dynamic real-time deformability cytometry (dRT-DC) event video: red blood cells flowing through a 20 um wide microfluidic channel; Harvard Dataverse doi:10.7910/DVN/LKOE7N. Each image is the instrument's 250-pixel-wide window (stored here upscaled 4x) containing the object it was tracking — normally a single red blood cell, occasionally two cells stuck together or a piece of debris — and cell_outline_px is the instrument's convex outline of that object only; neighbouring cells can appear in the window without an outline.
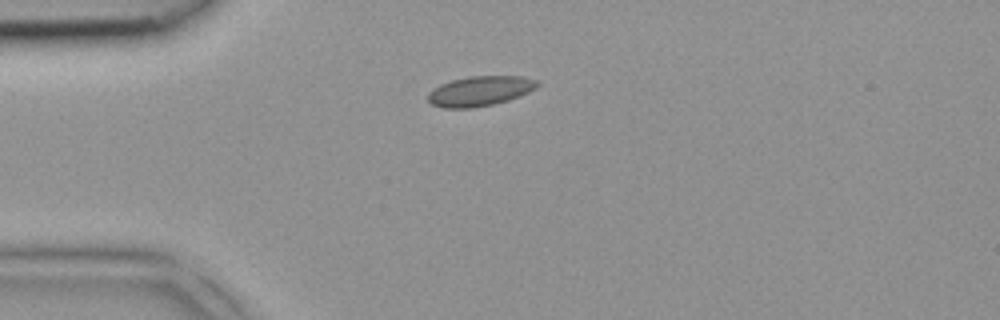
{"species": "common noctule bat (a hibernating species)", "species_latin": "Nyctalus noctula", "temperature_condition": "room temperature", "stored_images_in_passage": 1, "camera_frame_rate_fps": 3000, "um_per_image_px": 0.085, "animal": {"sex": "female", "body_mass_g": 18.4}, "frame": {"image": 1, "passage_image": 1, "time_ms": 0.0, "image_size_px": [1000, 320], "cell_outline_px": [[540, 84], [536, 88], [528, 92], [508, 100], [492, 104], [472, 108], [444, 108], [432, 104], [428, 100], [428, 92], [432, 88], [440, 84], [452, 80], [468, 76], [520, 76], [536, 80]], "centroid_in_image_um": [40.77, 7.73], "position_along_channel_um": 44.2, "area_um2": 19.02}}